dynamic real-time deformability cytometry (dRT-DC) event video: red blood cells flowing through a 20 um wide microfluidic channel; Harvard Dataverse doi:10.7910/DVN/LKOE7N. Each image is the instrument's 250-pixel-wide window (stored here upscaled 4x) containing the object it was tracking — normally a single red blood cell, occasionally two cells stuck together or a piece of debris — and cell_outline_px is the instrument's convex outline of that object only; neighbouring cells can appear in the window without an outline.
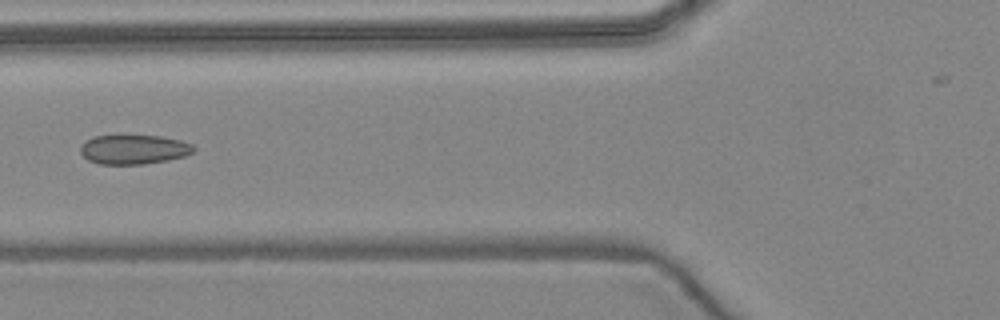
{"species": "common noctule bat (a hibernating species)", "species_latin": "Nyctalus noctula", "temperature_condition": "warm", "stored_images_in_passage": 5, "camera_frame_rate_fps": 3000, "um_per_image_px": 0.085, "animal": {"sex": "female", "body_mass_g": 24.6, "forearm_length_mm": 56.2}, "frame": {"image": 1, "passage_image": 5, "time_ms": 4.667, "image_size_px": [1000, 320], "cell_outline_px": [[196, 148], [192, 152], [184, 156], [168, 160], [144, 164], [100, 164], [88, 160], [80, 152], [80, 148], [92, 136], [160, 136], [180, 140], [192, 144]], "centroid_in_image_um": [11.39, 12.71], "position_along_channel_um": 114.4, "area_um2": 19.19}}